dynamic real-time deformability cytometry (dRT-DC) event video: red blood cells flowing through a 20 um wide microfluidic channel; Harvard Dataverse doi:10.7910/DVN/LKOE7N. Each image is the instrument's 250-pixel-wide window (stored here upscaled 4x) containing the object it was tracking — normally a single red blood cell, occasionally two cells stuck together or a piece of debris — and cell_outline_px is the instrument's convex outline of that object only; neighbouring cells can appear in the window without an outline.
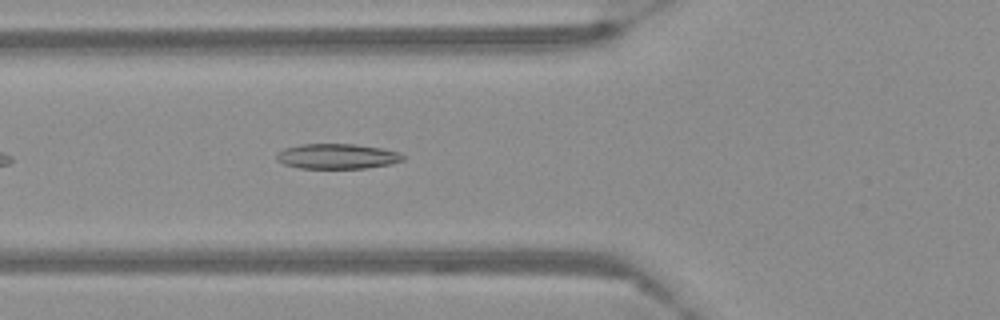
{"species": "Egyptian fruit bat (a non-hibernating species)", "species_latin": "Rousettus aegyptiacus", "temperature_condition": "warm", "stored_images_in_passage": 13, "camera_frame_rate_fps": 3000, "um_per_image_px": 0.085, "frame": {"image": 1, "passage_image": 6, "time_ms": 1.667, "image_size_px": [1000, 320], "cell_outline_px": [[404, 160], [392, 164], [364, 168], [300, 168], [284, 164], [276, 160], [276, 152], [284, 148], [300, 144], [356, 144], [380, 148], [400, 152], [404, 156]], "centroid_in_image_um": [28.65, 13.28], "position_along_channel_um": 97.2, "area_um2": 18.61}}